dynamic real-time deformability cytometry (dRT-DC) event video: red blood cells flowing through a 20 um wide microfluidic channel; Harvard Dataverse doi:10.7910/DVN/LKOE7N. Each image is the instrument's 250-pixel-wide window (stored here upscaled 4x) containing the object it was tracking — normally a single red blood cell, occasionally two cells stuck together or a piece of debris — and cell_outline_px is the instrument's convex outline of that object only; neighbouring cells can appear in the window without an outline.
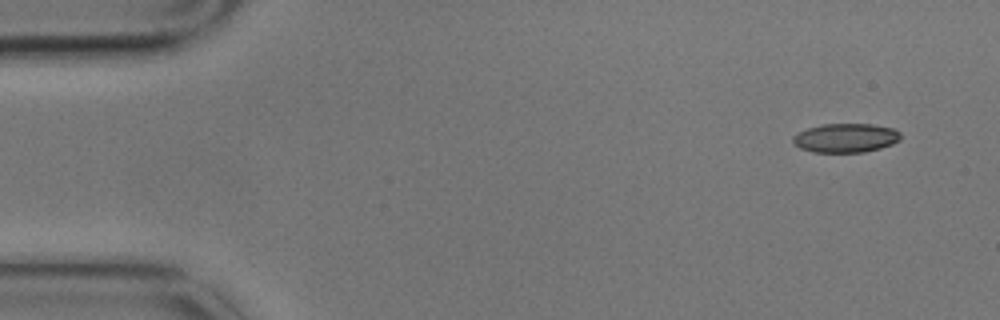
{"species": "common noctule bat (a hibernating species)", "species_latin": "Nyctalus noctula", "temperature_condition": "cold", "stored_images_in_passage": 5, "camera_frame_rate_fps": 3000, "um_per_image_px": 0.085, "animal": {"sex": "male", "body_mass_g": 17.9}, "frame": {"image": 1, "passage_image": 1, "time_ms": 0.0, "image_size_px": [1000, 320], "cell_outline_px": [[900, 140], [892, 144], [880, 148], [864, 152], [812, 152], [800, 148], [792, 144], [792, 136], [808, 128], [820, 124], [872, 124], [892, 128], [900, 132]], "centroid_in_image_um": [71.86, 11.72], "position_along_channel_um": 13.1, "area_um2": 18.26}}